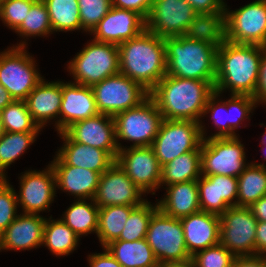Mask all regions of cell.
<instances>
[{
	"label": "cell",
	"mask_w": 266,
	"mask_h": 267,
	"mask_svg": "<svg viewBox=\"0 0 266 267\" xmlns=\"http://www.w3.org/2000/svg\"><path fill=\"white\" fill-rule=\"evenodd\" d=\"M106 248L123 267H159L160 264L146 239L113 240Z\"/></svg>",
	"instance_id": "cell-29"
},
{
	"label": "cell",
	"mask_w": 266,
	"mask_h": 267,
	"mask_svg": "<svg viewBox=\"0 0 266 267\" xmlns=\"http://www.w3.org/2000/svg\"><path fill=\"white\" fill-rule=\"evenodd\" d=\"M231 267H266V256L257 254L235 256Z\"/></svg>",
	"instance_id": "cell-49"
},
{
	"label": "cell",
	"mask_w": 266,
	"mask_h": 267,
	"mask_svg": "<svg viewBox=\"0 0 266 267\" xmlns=\"http://www.w3.org/2000/svg\"><path fill=\"white\" fill-rule=\"evenodd\" d=\"M256 254L266 256V222L258 221L256 227Z\"/></svg>",
	"instance_id": "cell-50"
},
{
	"label": "cell",
	"mask_w": 266,
	"mask_h": 267,
	"mask_svg": "<svg viewBox=\"0 0 266 267\" xmlns=\"http://www.w3.org/2000/svg\"><path fill=\"white\" fill-rule=\"evenodd\" d=\"M197 186L201 211L221 216L229 207L237 206L238 179L236 177L202 175L197 180Z\"/></svg>",
	"instance_id": "cell-22"
},
{
	"label": "cell",
	"mask_w": 266,
	"mask_h": 267,
	"mask_svg": "<svg viewBox=\"0 0 266 267\" xmlns=\"http://www.w3.org/2000/svg\"><path fill=\"white\" fill-rule=\"evenodd\" d=\"M159 267H195L193 259L190 257L181 261H171L161 264Z\"/></svg>",
	"instance_id": "cell-53"
},
{
	"label": "cell",
	"mask_w": 266,
	"mask_h": 267,
	"mask_svg": "<svg viewBox=\"0 0 266 267\" xmlns=\"http://www.w3.org/2000/svg\"><path fill=\"white\" fill-rule=\"evenodd\" d=\"M59 135L64 145L50 165H70L102 174L116 162L105 150L74 142L65 132H60Z\"/></svg>",
	"instance_id": "cell-23"
},
{
	"label": "cell",
	"mask_w": 266,
	"mask_h": 267,
	"mask_svg": "<svg viewBox=\"0 0 266 267\" xmlns=\"http://www.w3.org/2000/svg\"><path fill=\"white\" fill-rule=\"evenodd\" d=\"M166 196L157 202L158 208L176 219L201 211L197 181L168 185Z\"/></svg>",
	"instance_id": "cell-27"
},
{
	"label": "cell",
	"mask_w": 266,
	"mask_h": 267,
	"mask_svg": "<svg viewBox=\"0 0 266 267\" xmlns=\"http://www.w3.org/2000/svg\"><path fill=\"white\" fill-rule=\"evenodd\" d=\"M0 115L5 132H39L41 130L33 121L26 101L14 100L0 112Z\"/></svg>",
	"instance_id": "cell-38"
},
{
	"label": "cell",
	"mask_w": 266,
	"mask_h": 267,
	"mask_svg": "<svg viewBox=\"0 0 266 267\" xmlns=\"http://www.w3.org/2000/svg\"><path fill=\"white\" fill-rule=\"evenodd\" d=\"M56 187L68 191L77 199H93L99 184L100 173L70 165H51Z\"/></svg>",
	"instance_id": "cell-28"
},
{
	"label": "cell",
	"mask_w": 266,
	"mask_h": 267,
	"mask_svg": "<svg viewBox=\"0 0 266 267\" xmlns=\"http://www.w3.org/2000/svg\"><path fill=\"white\" fill-rule=\"evenodd\" d=\"M56 192V177L52 166L42 171H27L20 177L18 204L24 213L39 214L50 211ZM20 202V203H19Z\"/></svg>",
	"instance_id": "cell-18"
},
{
	"label": "cell",
	"mask_w": 266,
	"mask_h": 267,
	"mask_svg": "<svg viewBox=\"0 0 266 267\" xmlns=\"http://www.w3.org/2000/svg\"><path fill=\"white\" fill-rule=\"evenodd\" d=\"M201 176V149H195L162 166L160 186L197 181Z\"/></svg>",
	"instance_id": "cell-31"
},
{
	"label": "cell",
	"mask_w": 266,
	"mask_h": 267,
	"mask_svg": "<svg viewBox=\"0 0 266 267\" xmlns=\"http://www.w3.org/2000/svg\"><path fill=\"white\" fill-rule=\"evenodd\" d=\"M237 179V206L250 207L261 197L266 196V166L264 163H249Z\"/></svg>",
	"instance_id": "cell-32"
},
{
	"label": "cell",
	"mask_w": 266,
	"mask_h": 267,
	"mask_svg": "<svg viewBox=\"0 0 266 267\" xmlns=\"http://www.w3.org/2000/svg\"><path fill=\"white\" fill-rule=\"evenodd\" d=\"M25 101L33 121L40 128L44 127L50 119H57L60 115L62 81L46 82L42 79Z\"/></svg>",
	"instance_id": "cell-26"
},
{
	"label": "cell",
	"mask_w": 266,
	"mask_h": 267,
	"mask_svg": "<svg viewBox=\"0 0 266 267\" xmlns=\"http://www.w3.org/2000/svg\"><path fill=\"white\" fill-rule=\"evenodd\" d=\"M263 46L236 44L227 40L217 50L214 90L254 97Z\"/></svg>",
	"instance_id": "cell-2"
},
{
	"label": "cell",
	"mask_w": 266,
	"mask_h": 267,
	"mask_svg": "<svg viewBox=\"0 0 266 267\" xmlns=\"http://www.w3.org/2000/svg\"><path fill=\"white\" fill-rule=\"evenodd\" d=\"M7 177L0 174V187L7 181Z\"/></svg>",
	"instance_id": "cell-54"
},
{
	"label": "cell",
	"mask_w": 266,
	"mask_h": 267,
	"mask_svg": "<svg viewBox=\"0 0 266 267\" xmlns=\"http://www.w3.org/2000/svg\"><path fill=\"white\" fill-rule=\"evenodd\" d=\"M137 206L113 205L99 208L97 237L104 248L111 241L116 240L129 218L130 213Z\"/></svg>",
	"instance_id": "cell-33"
},
{
	"label": "cell",
	"mask_w": 266,
	"mask_h": 267,
	"mask_svg": "<svg viewBox=\"0 0 266 267\" xmlns=\"http://www.w3.org/2000/svg\"><path fill=\"white\" fill-rule=\"evenodd\" d=\"M4 129H3V125H2V119H1V115H0V136L4 133Z\"/></svg>",
	"instance_id": "cell-55"
},
{
	"label": "cell",
	"mask_w": 266,
	"mask_h": 267,
	"mask_svg": "<svg viewBox=\"0 0 266 267\" xmlns=\"http://www.w3.org/2000/svg\"><path fill=\"white\" fill-rule=\"evenodd\" d=\"M249 208L253 216L258 221L266 222V196L261 197L258 201L254 202Z\"/></svg>",
	"instance_id": "cell-51"
},
{
	"label": "cell",
	"mask_w": 266,
	"mask_h": 267,
	"mask_svg": "<svg viewBox=\"0 0 266 267\" xmlns=\"http://www.w3.org/2000/svg\"><path fill=\"white\" fill-rule=\"evenodd\" d=\"M13 101L14 99L11 97L10 93L0 83V112Z\"/></svg>",
	"instance_id": "cell-52"
},
{
	"label": "cell",
	"mask_w": 266,
	"mask_h": 267,
	"mask_svg": "<svg viewBox=\"0 0 266 267\" xmlns=\"http://www.w3.org/2000/svg\"><path fill=\"white\" fill-rule=\"evenodd\" d=\"M74 142L100 148L115 159L119 152L116 143L114 117L101 114L73 123L64 131Z\"/></svg>",
	"instance_id": "cell-19"
},
{
	"label": "cell",
	"mask_w": 266,
	"mask_h": 267,
	"mask_svg": "<svg viewBox=\"0 0 266 267\" xmlns=\"http://www.w3.org/2000/svg\"><path fill=\"white\" fill-rule=\"evenodd\" d=\"M103 249L105 250L103 253L88 256L90 267H123L106 248Z\"/></svg>",
	"instance_id": "cell-48"
},
{
	"label": "cell",
	"mask_w": 266,
	"mask_h": 267,
	"mask_svg": "<svg viewBox=\"0 0 266 267\" xmlns=\"http://www.w3.org/2000/svg\"><path fill=\"white\" fill-rule=\"evenodd\" d=\"M82 30L91 34L101 19L110 11L112 0H77Z\"/></svg>",
	"instance_id": "cell-41"
},
{
	"label": "cell",
	"mask_w": 266,
	"mask_h": 267,
	"mask_svg": "<svg viewBox=\"0 0 266 267\" xmlns=\"http://www.w3.org/2000/svg\"><path fill=\"white\" fill-rule=\"evenodd\" d=\"M257 223L249 207H229L220 216V243L234 256L255 255Z\"/></svg>",
	"instance_id": "cell-13"
},
{
	"label": "cell",
	"mask_w": 266,
	"mask_h": 267,
	"mask_svg": "<svg viewBox=\"0 0 266 267\" xmlns=\"http://www.w3.org/2000/svg\"><path fill=\"white\" fill-rule=\"evenodd\" d=\"M220 97V93L216 91L208 98L207 104L202 115H207L211 112V119H213L214 125L216 126L218 132L214 135L205 137V139L218 137H238L235 133V129L240 127L241 121L250 119V113L253 111L257 105L256 100L248 95H231L230 99L227 101L216 100ZM216 100V101H215ZM221 102V103H220ZM232 115L231 113L234 112ZM223 112L225 113V118L222 117ZM236 115V116H235Z\"/></svg>",
	"instance_id": "cell-16"
},
{
	"label": "cell",
	"mask_w": 266,
	"mask_h": 267,
	"mask_svg": "<svg viewBox=\"0 0 266 267\" xmlns=\"http://www.w3.org/2000/svg\"><path fill=\"white\" fill-rule=\"evenodd\" d=\"M256 103L266 104V46L262 49V57L260 61L259 80L253 97Z\"/></svg>",
	"instance_id": "cell-47"
},
{
	"label": "cell",
	"mask_w": 266,
	"mask_h": 267,
	"mask_svg": "<svg viewBox=\"0 0 266 267\" xmlns=\"http://www.w3.org/2000/svg\"><path fill=\"white\" fill-rule=\"evenodd\" d=\"M180 220L186 249L191 256L200 249L220 243V216L199 211Z\"/></svg>",
	"instance_id": "cell-25"
},
{
	"label": "cell",
	"mask_w": 266,
	"mask_h": 267,
	"mask_svg": "<svg viewBox=\"0 0 266 267\" xmlns=\"http://www.w3.org/2000/svg\"><path fill=\"white\" fill-rule=\"evenodd\" d=\"M45 221L42 246L45 245L56 256L72 253L80 240L79 236L61 219Z\"/></svg>",
	"instance_id": "cell-35"
},
{
	"label": "cell",
	"mask_w": 266,
	"mask_h": 267,
	"mask_svg": "<svg viewBox=\"0 0 266 267\" xmlns=\"http://www.w3.org/2000/svg\"><path fill=\"white\" fill-rule=\"evenodd\" d=\"M91 88L99 113L113 117L138 106L149 96L139 83L121 73L107 77Z\"/></svg>",
	"instance_id": "cell-11"
},
{
	"label": "cell",
	"mask_w": 266,
	"mask_h": 267,
	"mask_svg": "<svg viewBox=\"0 0 266 267\" xmlns=\"http://www.w3.org/2000/svg\"><path fill=\"white\" fill-rule=\"evenodd\" d=\"M140 190L115 162L99 178L94 203L99 207L113 205L140 206L144 200Z\"/></svg>",
	"instance_id": "cell-17"
},
{
	"label": "cell",
	"mask_w": 266,
	"mask_h": 267,
	"mask_svg": "<svg viewBox=\"0 0 266 267\" xmlns=\"http://www.w3.org/2000/svg\"><path fill=\"white\" fill-rule=\"evenodd\" d=\"M43 2L47 7L53 32L82 29L77 0H43Z\"/></svg>",
	"instance_id": "cell-36"
},
{
	"label": "cell",
	"mask_w": 266,
	"mask_h": 267,
	"mask_svg": "<svg viewBox=\"0 0 266 267\" xmlns=\"http://www.w3.org/2000/svg\"><path fill=\"white\" fill-rule=\"evenodd\" d=\"M145 239L160 265L191 257L186 249L181 220L166 215L159 208L149 221Z\"/></svg>",
	"instance_id": "cell-10"
},
{
	"label": "cell",
	"mask_w": 266,
	"mask_h": 267,
	"mask_svg": "<svg viewBox=\"0 0 266 267\" xmlns=\"http://www.w3.org/2000/svg\"><path fill=\"white\" fill-rule=\"evenodd\" d=\"M215 80H194L165 75L149 92L163 119L200 122Z\"/></svg>",
	"instance_id": "cell-1"
},
{
	"label": "cell",
	"mask_w": 266,
	"mask_h": 267,
	"mask_svg": "<svg viewBox=\"0 0 266 267\" xmlns=\"http://www.w3.org/2000/svg\"><path fill=\"white\" fill-rule=\"evenodd\" d=\"M191 258L195 267H231L235 256L221 243H218L197 251Z\"/></svg>",
	"instance_id": "cell-42"
},
{
	"label": "cell",
	"mask_w": 266,
	"mask_h": 267,
	"mask_svg": "<svg viewBox=\"0 0 266 267\" xmlns=\"http://www.w3.org/2000/svg\"><path fill=\"white\" fill-rule=\"evenodd\" d=\"M197 14L185 0H154L146 30L162 38L182 36Z\"/></svg>",
	"instance_id": "cell-15"
},
{
	"label": "cell",
	"mask_w": 266,
	"mask_h": 267,
	"mask_svg": "<svg viewBox=\"0 0 266 267\" xmlns=\"http://www.w3.org/2000/svg\"><path fill=\"white\" fill-rule=\"evenodd\" d=\"M166 74L194 80H215L217 50L184 36L165 37Z\"/></svg>",
	"instance_id": "cell-4"
},
{
	"label": "cell",
	"mask_w": 266,
	"mask_h": 267,
	"mask_svg": "<svg viewBox=\"0 0 266 267\" xmlns=\"http://www.w3.org/2000/svg\"><path fill=\"white\" fill-rule=\"evenodd\" d=\"M153 2L154 0H112V6L119 9L135 11L146 20Z\"/></svg>",
	"instance_id": "cell-45"
},
{
	"label": "cell",
	"mask_w": 266,
	"mask_h": 267,
	"mask_svg": "<svg viewBox=\"0 0 266 267\" xmlns=\"http://www.w3.org/2000/svg\"><path fill=\"white\" fill-rule=\"evenodd\" d=\"M17 205V194L6 181L0 187V235L18 216Z\"/></svg>",
	"instance_id": "cell-44"
},
{
	"label": "cell",
	"mask_w": 266,
	"mask_h": 267,
	"mask_svg": "<svg viewBox=\"0 0 266 267\" xmlns=\"http://www.w3.org/2000/svg\"><path fill=\"white\" fill-rule=\"evenodd\" d=\"M10 48L0 53V83L14 100L25 101L43 77L25 50V41Z\"/></svg>",
	"instance_id": "cell-8"
},
{
	"label": "cell",
	"mask_w": 266,
	"mask_h": 267,
	"mask_svg": "<svg viewBox=\"0 0 266 267\" xmlns=\"http://www.w3.org/2000/svg\"><path fill=\"white\" fill-rule=\"evenodd\" d=\"M146 29V20L137 12L111 7L92 30L93 40L119 45Z\"/></svg>",
	"instance_id": "cell-20"
},
{
	"label": "cell",
	"mask_w": 266,
	"mask_h": 267,
	"mask_svg": "<svg viewBox=\"0 0 266 267\" xmlns=\"http://www.w3.org/2000/svg\"><path fill=\"white\" fill-rule=\"evenodd\" d=\"M68 65L74 83L92 87L120 73L118 45L92 40Z\"/></svg>",
	"instance_id": "cell-5"
},
{
	"label": "cell",
	"mask_w": 266,
	"mask_h": 267,
	"mask_svg": "<svg viewBox=\"0 0 266 267\" xmlns=\"http://www.w3.org/2000/svg\"><path fill=\"white\" fill-rule=\"evenodd\" d=\"M225 3V40L266 46V0H256L228 11Z\"/></svg>",
	"instance_id": "cell-12"
},
{
	"label": "cell",
	"mask_w": 266,
	"mask_h": 267,
	"mask_svg": "<svg viewBox=\"0 0 266 267\" xmlns=\"http://www.w3.org/2000/svg\"><path fill=\"white\" fill-rule=\"evenodd\" d=\"M37 0H0V19L10 29L16 31Z\"/></svg>",
	"instance_id": "cell-43"
},
{
	"label": "cell",
	"mask_w": 266,
	"mask_h": 267,
	"mask_svg": "<svg viewBox=\"0 0 266 267\" xmlns=\"http://www.w3.org/2000/svg\"><path fill=\"white\" fill-rule=\"evenodd\" d=\"M197 13L225 12L223 0H185Z\"/></svg>",
	"instance_id": "cell-46"
},
{
	"label": "cell",
	"mask_w": 266,
	"mask_h": 267,
	"mask_svg": "<svg viewBox=\"0 0 266 267\" xmlns=\"http://www.w3.org/2000/svg\"><path fill=\"white\" fill-rule=\"evenodd\" d=\"M114 121L116 143L120 150L122 146L118 139L132 141L133 147L151 146L163 117L156 103L148 96L138 106L117 113Z\"/></svg>",
	"instance_id": "cell-7"
},
{
	"label": "cell",
	"mask_w": 266,
	"mask_h": 267,
	"mask_svg": "<svg viewBox=\"0 0 266 267\" xmlns=\"http://www.w3.org/2000/svg\"><path fill=\"white\" fill-rule=\"evenodd\" d=\"M39 132H4L0 136V174L34 143Z\"/></svg>",
	"instance_id": "cell-37"
},
{
	"label": "cell",
	"mask_w": 266,
	"mask_h": 267,
	"mask_svg": "<svg viewBox=\"0 0 266 267\" xmlns=\"http://www.w3.org/2000/svg\"><path fill=\"white\" fill-rule=\"evenodd\" d=\"M77 199L65 212L61 220L79 237L95 232L98 228L99 207L90 199Z\"/></svg>",
	"instance_id": "cell-34"
},
{
	"label": "cell",
	"mask_w": 266,
	"mask_h": 267,
	"mask_svg": "<svg viewBox=\"0 0 266 267\" xmlns=\"http://www.w3.org/2000/svg\"><path fill=\"white\" fill-rule=\"evenodd\" d=\"M205 134L202 121L163 119L151 147L162 167L180 155L201 149Z\"/></svg>",
	"instance_id": "cell-6"
},
{
	"label": "cell",
	"mask_w": 266,
	"mask_h": 267,
	"mask_svg": "<svg viewBox=\"0 0 266 267\" xmlns=\"http://www.w3.org/2000/svg\"><path fill=\"white\" fill-rule=\"evenodd\" d=\"M95 96L89 86L62 82V101L59 120L55 123L58 133L73 123L98 115Z\"/></svg>",
	"instance_id": "cell-21"
},
{
	"label": "cell",
	"mask_w": 266,
	"mask_h": 267,
	"mask_svg": "<svg viewBox=\"0 0 266 267\" xmlns=\"http://www.w3.org/2000/svg\"><path fill=\"white\" fill-rule=\"evenodd\" d=\"M262 142L260 144H262L263 146L266 145V132H264L263 134V138L261 140Z\"/></svg>",
	"instance_id": "cell-56"
},
{
	"label": "cell",
	"mask_w": 266,
	"mask_h": 267,
	"mask_svg": "<svg viewBox=\"0 0 266 267\" xmlns=\"http://www.w3.org/2000/svg\"><path fill=\"white\" fill-rule=\"evenodd\" d=\"M46 218L22 213L0 235V250H30L42 245Z\"/></svg>",
	"instance_id": "cell-24"
},
{
	"label": "cell",
	"mask_w": 266,
	"mask_h": 267,
	"mask_svg": "<svg viewBox=\"0 0 266 267\" xmlns=\"http://www.w3.org/2000/svg\"><path fill=\"white\" fill-rule=\"evenodd\" d=\"M244 145L238 137H213L201 144V173L203 176L238 177L246 164Z\"/></svg>",
	"instance_id": "cell-9"
},
{
	"label": "cell",
	"mask_w": 266,
	"mask_h": 267,
	"mask_svg": "<svg viewBox=\"0 0 266 267\" xmlns=\"http://www.w3.org/2000/svg\"><path fill=\"white\" fill-rule=\"evenodd\" d=\"M120 73L150 92L166 75L164 38L148 30L118 45Z\"/></svg>",
	"instance_id": "cell-3"
},
{
	"label": "cell",
	"mask_w": 266,
	"mask_h": 267,
	"mask_svg": "<svg viewBox=\"0 0 266 267\" xmlns=\"http://www.w3.org/2000/svg\"><path fill=\"white\" fill-rule=\"evenodd\" d=\"M21 37L47 36L53 33L47 7L43 1L37 0L27 12V16L15 31Z\"/></svg>",
	"instance_id": "cell-40"
},
{
	"label": "cell",
	"mask_w": 266,
	"mask_h": 267,
	"mask_svg": "<svg viewBox=\"0 0 266 267\" xmlns=\"http://www.w3.org/2000/svg\"><path fill=\"white\" fill-rule=\"evenodd\" d=\"M182 36L219 48L225 41V12L198 13Z\"/></svg>",
	"instance_id": "cell-30"
},
{
	"label": "cell",
	"mask_w": 266,
	"mask_h": 267,
	"mask_svg": "<svg viewBox=\"0 0 266 267\" xmlns=\"http://www.w3.org/2000/svg\"><path fill=\"white\" fill-rule=\"evenodd\" d=\"M151 202L145 201L137 206L129 215L121 235L116 240L136 241L146 238L149 221L158 205L153 206Z\"/></svg>",
	"instance_id": "cell-39"
},
{
	"label": "cell",
	"mask_w": 266,
	"mask_h": 267,
	"mask_svg": "<svg viewBox=\"0 0 266 267\" xmlns=\"http://www.w3.org/2000/svg\"><path fill=\"white\" fill-rule=\"evenodd\" d=\"M116 163L142 192L159 189L162 167L151 146H123L117 154Z\"/></svg>",
	"instance_id": "cell-14"
}]
</instances>
